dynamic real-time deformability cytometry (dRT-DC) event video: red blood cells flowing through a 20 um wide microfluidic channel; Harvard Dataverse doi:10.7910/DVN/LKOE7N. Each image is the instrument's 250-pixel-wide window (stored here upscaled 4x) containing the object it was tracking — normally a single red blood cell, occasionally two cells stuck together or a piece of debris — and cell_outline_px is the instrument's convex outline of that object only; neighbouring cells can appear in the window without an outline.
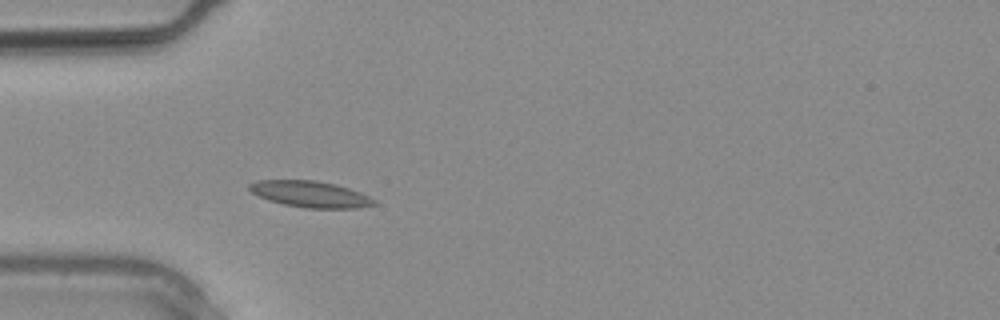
{"species": "common noctule bat (a hibernating species)", "species_latin": "Nyctalus noctula", "temperature_condition": "warm", "stored_images_in_passage": 1, "camera_frame_rate_fps": 3000, "um_per_image_px": 0.085, "animal": {"sex": "male", "body_mass_g": 20.4}, "frame": {"image": 1, "passage_image": 1, "time_ms": 0.0, "image_size_px": [1000, 320], "cell_outline_px": [[376, 204], [360, 208], [304, 208], [284, 204], [268, 200], [252, 192], [248, 188], [248, 184], [256, 180], [316, 180], [336, 184], [360, 192], [376, 200]], "centroid_in_image_um": [26.38, 16.5], "position_along_channel_um": 58.6, "area_um2": 19.13}}